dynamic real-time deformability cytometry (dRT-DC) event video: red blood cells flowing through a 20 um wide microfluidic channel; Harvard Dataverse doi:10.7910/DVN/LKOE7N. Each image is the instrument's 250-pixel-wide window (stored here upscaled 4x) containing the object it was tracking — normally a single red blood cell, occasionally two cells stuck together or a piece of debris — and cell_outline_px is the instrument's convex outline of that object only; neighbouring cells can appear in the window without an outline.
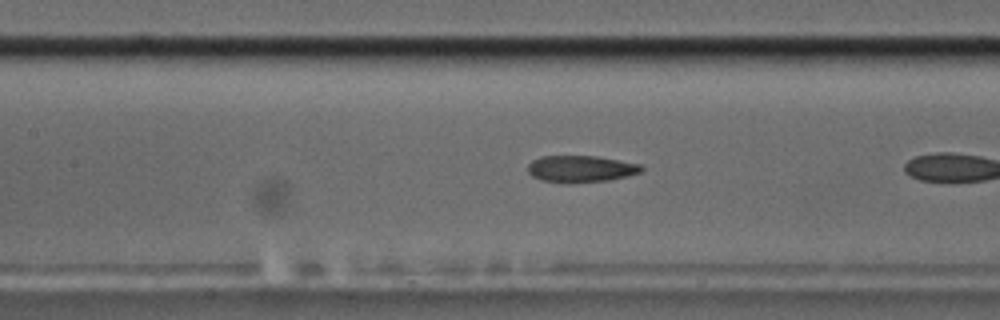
{"species": "common noctule bat (a hibernating species)", "species_latin": "Nyctalus noctula", "temperature_condition": "cold", "stored_images_in_passage": 12, "camera_frame_rate_fps": 3000, "um_per_image_px": 0.085, "animal": {"sex": "male", "body_mass_g": 17.5, "forearm_length_mm": 52.3}, "frame": {"image": 1, "passage_image": 9, "time_ms": 2.667, "image_size_px": [1000, 320], "cell_outline_px": [[644, 168], [640, 172], [628, 176], [608, 180], [540, 180], [532, 176], [528, 172], [528, 164], [532, 160], [540, 156], [596, 156], [640, 164]], "centroid_in_image_um": [49.37, 14.3], "position_along_channel_um": 158.0, "area_um2": 16.88}}